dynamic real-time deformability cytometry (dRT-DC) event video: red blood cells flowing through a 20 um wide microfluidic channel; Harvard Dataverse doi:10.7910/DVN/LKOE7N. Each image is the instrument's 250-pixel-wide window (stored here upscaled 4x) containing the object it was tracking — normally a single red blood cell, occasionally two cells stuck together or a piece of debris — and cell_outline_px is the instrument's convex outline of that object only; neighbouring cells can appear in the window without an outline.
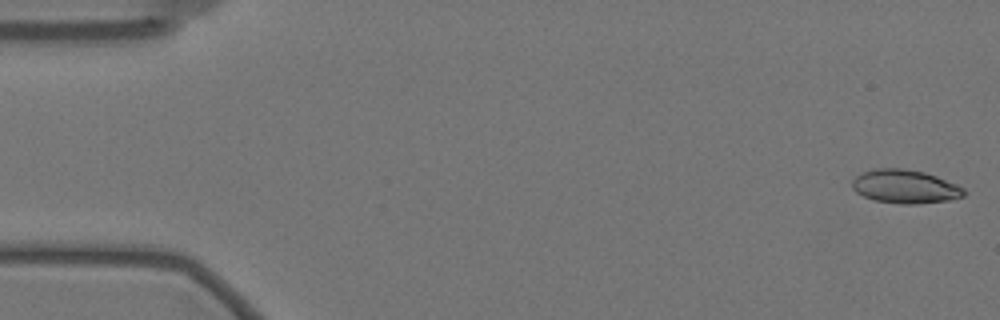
{"species": "Egyptian fruit bat (a non-hibernating species)", "species_latin": "Rousettus aegyptiacus", "temperature_condition": "warm", "stored_images_in_passage": 57, "camera_frame_rate_fps": 3000, "um_per_image_px": 0.085, "animal": {"sex": "female"}, "frame": {"image": 1, "passage_image": 1, "time_ms": 0.0, "image_size_px": [1000, 320], "cell_outline_px": [[964, 196], [948, 200], [916, 204], [900, 204], [872, 200], [856, 192], [852, 188], [852, 180], [856, 176], [872, 168], [900, 168], [924, 172], [936, 176], [956, 184], [964, 188]], "centroid_in_image_um": [76.9, 15.86], "position_along_channel_um": 8.1, "area_um2": 21.85}}
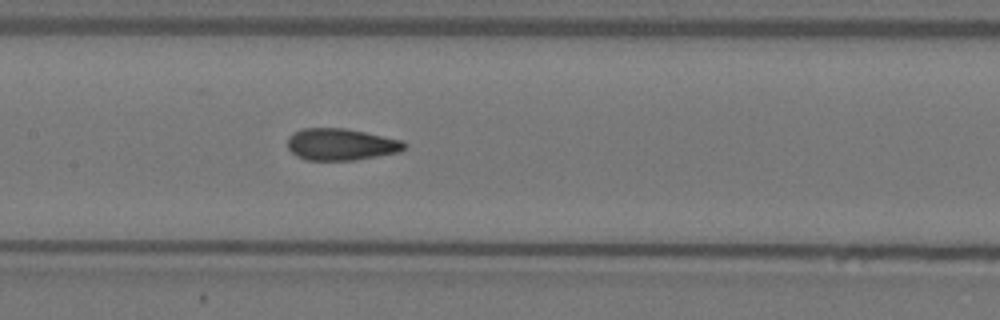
{"frame": {"image": 2, "passage_image": 27, "time_ms": 8.667, "image_size_px": [1000, 320], "cell_outline_px": [[408, 148], [400, 152], [356, 160], [304, 160], [296, 156], [288, 148], [288, 136], [292, 132], [304, 128], [344, 128], [404, 140], [408, 144]], "centroid_in_image_um": [29.01, 12.28], "position_along_channel_um": 178.4, "area_um2": 21.96}}
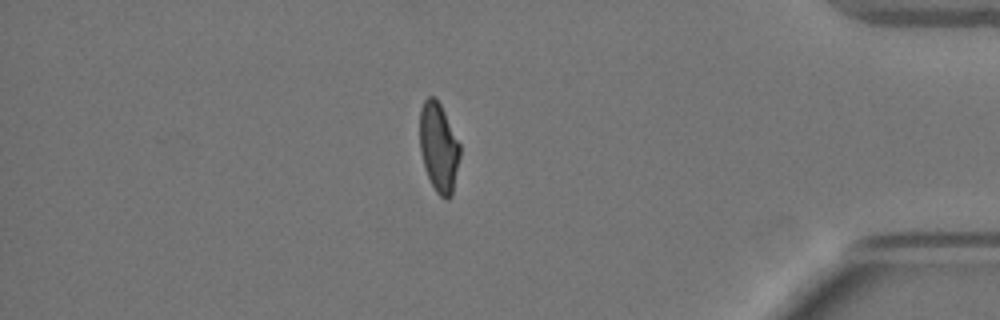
{"frame": {"image": 3, "passage_image": 49, "time_ms": 16.0, "image_size_px": [1000, 320], "cell_outline_px": [[460, 156], [452, 196], [448, 200], [444, 200], [436, 192], [424, 168], [420, 152], [420, 108], [424, 100], [428, 96], [432, 96], [440, 104], [460, 144]], "centroid_in_image_um": [37.29, 12.56], "position_along_channel_um": 397.9, "area_um2": 20.92}, "authors_computed_cell_mechanics": {"area_um2": 21.7328, "velocity_mm_per_s": 3.5029, "shape_relaxation_time_tau1_ms": 9.703, "shape_relaxation_time_tau2_ms": 1.2587, "deformation_change_tau1": 0.2329, "deformation_change_tau2": 0.0841}}